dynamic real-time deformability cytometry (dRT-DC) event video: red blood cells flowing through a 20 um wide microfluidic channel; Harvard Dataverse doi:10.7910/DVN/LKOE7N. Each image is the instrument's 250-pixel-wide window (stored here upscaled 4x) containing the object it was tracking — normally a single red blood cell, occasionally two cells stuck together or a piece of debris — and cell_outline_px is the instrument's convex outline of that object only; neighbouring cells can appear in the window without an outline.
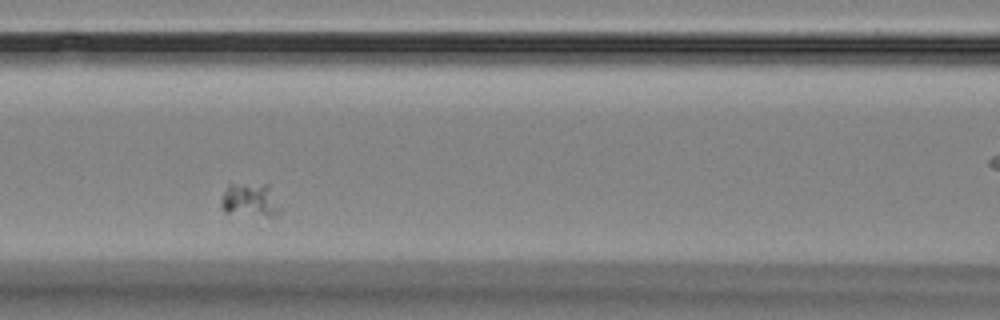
{"species": "Egyptian fruit bat (a non-hibernating species)", "species_latin": "Rousettus aegyptiacus", "temperature_condition": "room temperature", "stored_images_in_passage": 8, "segment_of_instrument_passage": [1, 2], "camera_frame_rate_fps": 3000, "um_per_image_px": 0.085, "animal": {"sex": "female"}, "frame": {"image": 1, "passage_image": 6, "time_ms": 5.667, "image_size_px": [1000, 320], "cell_outline_px": [[280, 212], [272, 216], [268, 216], [224, 212], [220, 208], [220, 204], [224, 192], [228, 184], [268, 184], [280, 208]], "centroid_in_image_um": [21.22, 17.0], "position_along_channel_um": 145.4, "area_um2": 11.39}}
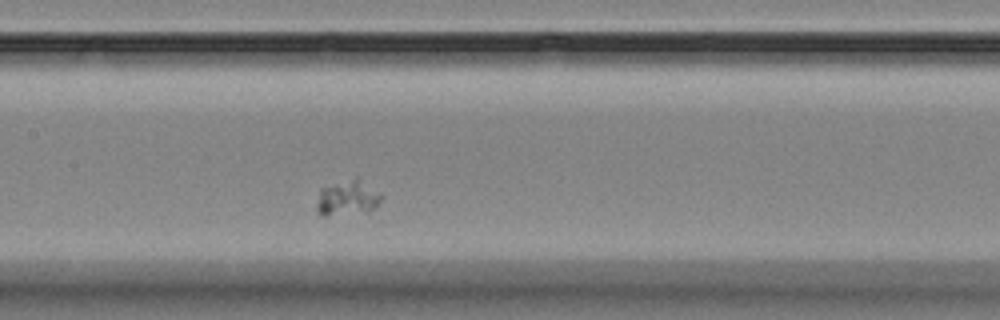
{"frame": {"image": 2, "passage_image": 7, "time_ms": 6.667, "image_size_px": [1000, 320], "cell_outline_px": [[384, 196], [368, 212], [324, 216], [320, 216], [316, 212], [316, 204], [320, 188], [356, 176], [380, 192]], "centroid_in_image_um": [29.5, 16.82], "position_along_channel_um": 177.9, "area_um2": 13.53}}